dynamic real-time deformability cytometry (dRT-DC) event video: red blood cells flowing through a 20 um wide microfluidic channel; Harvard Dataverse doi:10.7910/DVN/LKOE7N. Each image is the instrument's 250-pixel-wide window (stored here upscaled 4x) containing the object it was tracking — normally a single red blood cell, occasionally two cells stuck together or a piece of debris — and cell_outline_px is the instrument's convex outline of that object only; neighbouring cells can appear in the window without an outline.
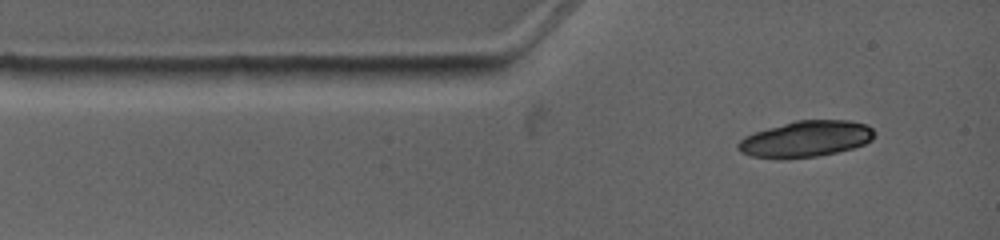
{"species": "common noctule bat (a hibernating species)", "species_latin": "Nyctalus noctula", "temperature_condition": "warm", "stored_images_in_passage": 2, "camera_frame_rate_fps": 4500, "um_per_image_px": 0.085, "animal": {"sex": "female", "body_mass_g": 19.0, "forearm_length_mm": 53.3}, "frame": {"image": 1, "passage_image": 1, "time_ms": 0.0, "image_size_px": [1000, 240], "cell_outline_px": [[872, 140], [864, 144], [852, 148], [836, 152], [816, 156], [784, 160], [780, 160], [752, 156], [740, 152], [736, 148], [736, 144], [744, 136], [768, 128], [796, 120], [848, 120], [868, 124], [872, 128]], "centroid_in_image_um": [68.45, 11.82], "position_along_channel_um": 16.6, "area_um2": 28.84}}